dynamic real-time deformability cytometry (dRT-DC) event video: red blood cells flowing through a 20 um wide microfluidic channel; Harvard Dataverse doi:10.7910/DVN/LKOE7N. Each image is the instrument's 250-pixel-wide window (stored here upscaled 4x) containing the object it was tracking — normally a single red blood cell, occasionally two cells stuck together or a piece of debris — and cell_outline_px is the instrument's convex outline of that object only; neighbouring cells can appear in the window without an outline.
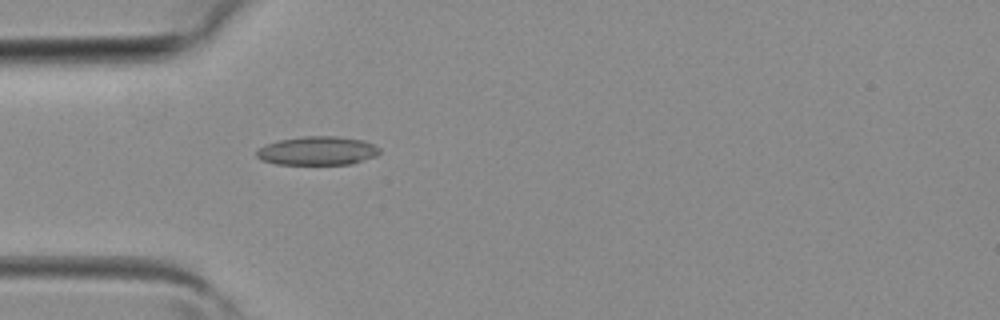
{"species": "common noctule bat (a hibernating species)", "species_latin": "Nyctalus noctula", "temperature_condition": "room temperature", "stored_images_in_passage": 3, "camera_frame_rate_fps": 3000, "um_per_image_px": 0.085, "animal": {"sex": "female", "body_mass_g": 19.3, "forearm_length_mm": 54.1}, "frame": {"image": 1, "passage_image": 3, "time_ms": 0.667, "image_size_px": [1000, 320], "cell_outline_px": [[380, 152], [376, 156], [352, 164], [276, 164], [260, 160], [256, 156], [256, 152], [260, 148], [268, 144], [280, 140], [304, 136], [336, 136], [364, 140], [380, 148]], "centroid_in_image_um": [27.0, 12.82], "position_along_channel_um": 58.0, "area_um2": 20.52}}